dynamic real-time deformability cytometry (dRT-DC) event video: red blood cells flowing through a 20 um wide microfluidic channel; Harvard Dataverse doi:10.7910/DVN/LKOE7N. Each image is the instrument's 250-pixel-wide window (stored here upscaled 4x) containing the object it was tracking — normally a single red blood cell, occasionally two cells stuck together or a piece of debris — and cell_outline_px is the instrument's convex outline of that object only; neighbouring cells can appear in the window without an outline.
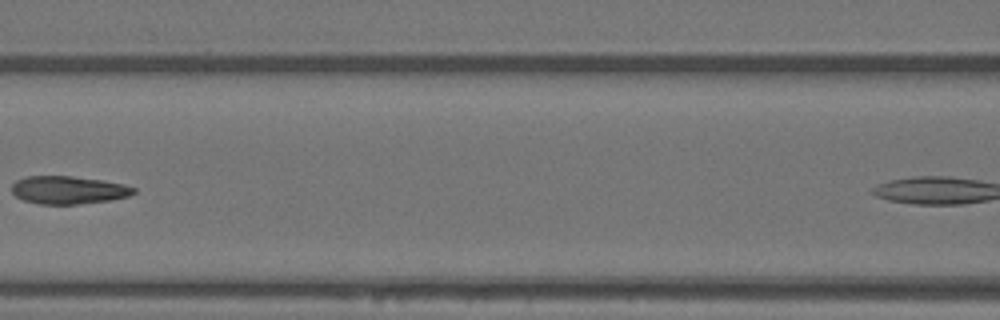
{"species": "Egyptian fruit bat (a non-hibernating species)", "species_latin": "Rousettus aegyptiacus", "temperature_condition": "warm", "stored_images_in_passage": 8, "segment_of_instrument_passage": [1, 2], "camera_frame_rate_fps": 3000, "um_per_image_px": 0.085, "animal": {"sex": "female"}, "frame": {"image": 1, "passage_image": 7, "time_ms": 2.0, "image_size_px": [1000, 320], "cell_outline_px": [[136, 192], [128, 196], [108, 200], [76, 204], [40, 204], [24, 200], [16, 196], [12, 192], [12, 184], [16, 180], [24, 176], [72, 176], [104, 180], [124, 184], [136, 188]], "centroid_in_image_um": [5.8, 16.14], "position_along_channel_um": 160.8, "area_um2": 19.83}}